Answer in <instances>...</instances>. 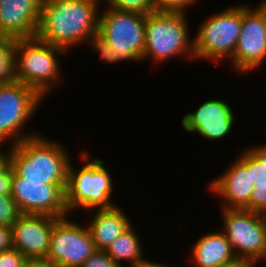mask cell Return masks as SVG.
<instances>
[{"instance_id":"obj_1","label":"cell","mask_w":266,"mask_h":267,"mask_svg":"<svg viewBox=\"0 0 266 267\" xmlns=\"http://www.w3.org/2000/svg\"><path fill=\"white\" fill-rule=\"evenodd\" d=\"M101 0H42L35 37L69 51L98 33Z\"/></svg>"},{"instance_id":"obj_2","label":"cell","mask_w":266,"mask_h":267,"mask_svg":"<svg viewBox=\"0 0 266 267\" xmlns=\"http://www.w3.org/2000/svg\"><path fill=\"white\" fill-rule=\"evenodd\" d=\"M7 148H4L5 159L18 177L42 184H57L65 192L73 158L62 142L41 132Z\"/></svg>"},{"instance_id":"obj_3","label":"cell","mask_w":266,"mask_h":267,"mask_svg":"<svg viewBox=\"0 0 266 267\" xmlns=\"http://www.w3.org/2000/svg\"><path fill=\"white\" fill-rule=\"evenodd\" d=\"M88 150L80 151L78 160L82 166L75 168L74 158L69 165L65 189V205L69 215L95 209L113 208L114 180L105 161L91 157ZM82 160V161H81Z\"/></svg>"},{"instance_id":"obj_4","label":"cell","mask_w":266,"mask_h":267,"mask_svg":"<svg viewBox=\"0 0 266 267\" xmlns=\"http://www.w3.org/2000/svg\"><path fill=\"white\" fill-rule=\"evenodd\" d=\"M67 53L65 49L36 37L16 39L14 46L16 81L35 89L46 99L63 84L64 71L61 69L62 64L58 57Z\"/></svg>"},{"instance_id":"obj_5","label":"cell","mask_w":266,"mask_h":267,"mask_svg":"<svg viewBox=\"0 0 266 267\" xmlns=\"http://www.w3.org/2000/svg\"><path fill=\"white\" fill-rule=\"evenodd\" d=\"M187 16L186 13L170 12H152L146 15L142 62L152 61L162 65L179 56L195 60Z\"/></svg>"},{"instance_id":"obj_6","label":"cell","mask_w":266,"mask_h":267,"mask_svg":"<svg viewBox=\"0 0 266 267\" xmlns=\"http://www.w3.org/2000/svg\"><path fill=\"white\" fill-rule=\"evenodd\" d=\"M207 16L192 36L193 50L195 61H211L216 67L235 52L242 28V3Z\"/></svg>"},{"instance_id":"obj_7","label":"cell","mask_w":266,"mask_h":267,"mask_svg":"<svg viewBox=\"0 0 266 267\" xmlns=\"http://www.w3.org/2000/svg\"><path fill=\"white\" fill-rule=\"evenodd\" d=\"M44 100L35 89L19 81L0 84V146H15L40 134L36 130L24 129Z\"/></svg>"},{"instance_id":"obj_8","label":"cell","mask_w":266,"mask_h":267,"mask_svg":"<svg viewBox=\"0 0 266 267\" xmlns=\"http://www.w3.org/2000/svg\"><path fill=\"white\" fill-rule=\"evenodd\" d=\"M145 24V14L101 7L98 34L110 44L120 62L140 63L145 46Z\"/></svg>"},{"instance_id":"obj_9","label":"cell","mask_w":266,"mask_h":267,"mask_svg":"<svg viewBox=\"0 0 266 267\" xmlns=\"http://www.w3.org/2000/svg\"><path fill=\"white\" fill-rule=\"evenodd\" d=\"M223 228L237 258L266 261V216L243 208H221Z\"/></svg>"},{"instance_id":"obj_10","label":"cell","mask_w":266,"mask_h":267,"mask_svg":"<svg viewBox=\"0 0 266 267\" xmlns=\"http://www.w3.org/2000/svg\"><path fill=\"white\" fill-rule=\"evenodd\" d=\"M70 217L58 218L50 234L46 258L60 267H80L97 250L87 224Z\"/></svg>"},{"instance_id":"obj_11","label":"cell","mask_w":266,"mask_h":267,"mask_svg":"<svg viewBox=\"0 0 266 267\" xmlns=\"http://www.w3.org/2000/svg\"><path fill=\"white\" fill-rule=\"evenodd\" d=\"M242 4V28L232 58V71L247 75L266 62V32L263 12L255 6Z\"/></svg>"},{"instance_id":"obj_12","label":"cell","mask_w":266,"mask_h":267,"mask_svg":"<svg viewBox=\"0 0 266 267\" xmlns=\"http://www.w3.org/2000/svg\"><path fill=\"white\" fill-rule=\"evenodd\" d=\"M11 197L21 214L69 216L65 192L57 184L26 181L14 173Z\"/></svg>"},{"instance_id":"obj_13","label":"cell","mask_w":266,"mask_h":267,"mask_svg":"<svg viewBox=\"0 0 266 267\" xmlns=\"http://www.w3.org/2000/svg\"><path fill=\"white\" fill-rule=\"evenodd\" d=\"M227 165L224 172L209 181L208 192L220 199V208H243L250 211V197L254 186L248 172V148ZM223 202V203H222Z\"/></svg>"},{"instance_id":"obj_14","label":"cell","mask_w":266,"mask_h":267,"mask_svg":"<svg viewBox=\"0 0 266 267\" xmlns=\"http://www.w3.org/2000/svg\"><path fill=\"white\" fill-rule=\"evenodd\" d=\"M230 106L220 98L208 99L182 117V128L208 141L226 139L236 125L235 112Z\"/></svg>"},{"instance_id":"obj_15","label":"cell","mask_w":266,"mask_h":267,"mask_svg":"<svg viewBox=\"0 0 266 267\" xmlns=\"http://www.w3.org/2000/svg\"><path fill=\"white\" fill-rule=\"evenodd\" d=\"M58 218L48 215L21 214L12 228V248L27 259L46 258L50 234Z\"/></svg>"},{"instance_id":"obj_16","label":"cell","mask_w":266,"mask_h":267,"mask_svg":"<svg viewBox=\"0 0 266 267\" xmlns=\"http://www.w3.org/2000/svg\"><path fill=\"white\" fill-rule=\"evenodd\" d=\"M42 0H0V37L34 38Z\"/></svg>"},{"instance_id":"obj_17","label":"cell","mask_w":266,"mask_h":267,"mask_svg":"<svg viewBox=\"0 0 266 267\" xmlns=\"http://www.w3.org/2000/svg\"><path fill=\"white\" fill-rule=\"evenodd\" d=\"M87 213V218L90 219L86 218V224L97 250H106L111 242L132 224V219L118 205L85 212Z\"/></svg>"},{"instance_id":"obj_18","label":"cell","mask_w":266,"mask_h":267,"mask_svg":"<svg viewBox=\"0 0 266 267\" xmlns=\"http://www.w3.org/2000/svg\"><path fill=\"white\" fill-rule=\"evenodd\" d=\"M189 248L190 262L194 267H225L237 259L225 234L216 230L207 232L195 240Z\"/></svg>"},{"instance_id":"obj_19","label":"cell","mask_w":266,"mask_h":267,"mask_svg":"<svg viewBox=\"0 0 266 267\" xmlns=\"http://www.w3.org/2000/svg\"><path fill=\"white\" fill-rule=\"evenodd\" d=\"M133 223L125 229L111 244L105 252L122 267H132L145 258L144 245L141 242L140 233L135 230ZM139 233V234H138ZM144 256V257H143ZM127 263L124 265V263Z\"/></svg>"},{"instance_id":"obj_20","label":"cell","mask_w":266,"mask_h":267,"mask_svg":"<svg viewBox=\"0 0 266 267\" xmlns=\"http://www.w3.org/2000/svg\"><path fill=\"white\" fill-rule=\"evenodd\" d=\"M16 39L0 37V84L16 81L14 46Z\"/></svg>"},{"instance_id":"obj_21","label":"cell","mask_w":266,"mask_h":267,"mask_svg":"<svg viewBox=\"0 0 266 267\" xmlns=\"http://www.w3.org/2000/svg\"><path fill=\"white\" fill-rule=\"evenodd\" d=\"M101 7H112L120 11L149 14L155 12L153 0H101Z\"/></svg>"},{"instance_id":"obj_22","label":"cell","mask_w":266,"mask_h":267,"mask_svg":"<svg viewBox=\"0 0 266 267\" xmlns=\"http://www.w3.org/2000/svg\"><path fill=\"white\" fill-rule=\"evenodd\" d=\"M88 46L89 49H92L90 51H94L96 54H99L103 63H109L110 65L112 64V66L120 63L119 57L116 53H114V50L110 47V44L98 33L90 39Z\"/></svg>"},{"instance_id":"obj_23","label":"cell","mask_w":266,"mask_h":267,"mask_svg":"<svg viewBox=\"0 0 266 267\" xmlns=\"http://www.w3.org/2000/svg\"><path fill=\"white\" fill-rule=\"evenodd\" d=\"M200 0H153L155 12L186 13L196 7ZM196 4V5H195Z\"/></svg>"},{"instance_id":"obj_24","label":"cell","mask_w":266,"mask_h":267,"mask_svg":"<svg viewBox=\"0 0 266 267\" xmlns=\"http://www.w3.org/2000/svg\"><path fill=\"white\" fill-rule=\"evenodd\" d=\"M20 215L13 198L0 195V224L12 227Z\"/></svg>"},{"instance_id":"obj_25","label":"cell","mask_w":266,"mask_h":267,"mask_svg":"<svg viewBox=\"0 0 266 267\" xmlns=\"http://www.w3.org/2000/svg\"><path fill=\"white\" fill-rule=\"evenodd\" d=\"M248 172H250L251 185H266V168L262 162L248 149Z\"/></svg>"},{"instance_id":"obj_26","label":"cell","mask_w":266,"mask_h":267,"mask_svg":"<svg viewBox=\"0 0 266 267\" xmlns=\"http://www.w3.org/2000/svg\"><path fill=\"white\" fill-rule=\"evenodd\" d=\"M14 169L5 159L0 164V195L11 196L13 187Z\"/></svg>"},{"instance_id":"obj_27","label":"cell","mask_w":266,"mask_h":267,"mask_svg":"<svg viewBox=\"0 0 266 267\" xmlns=\"http://www.w3.org/2000/svg\"><path fill=\"white\" fill-rule=\"evenodd\" d=\"M80 267H122L105 250H96Z\"/></svg>"},{"instance_id":"obj_28","label":"cell","mask_w":266,"mask_h":267,"mask_svg":"<svg viewBox=\"0 0 266 267\" xmlns=\"http://www.w3.org/2000/svg\"><path fill=\"white\" fill-rule=\"evenodd\" d=\"M250 211L266 216V185H258L252 190Z\"/></svg>"},{"instance_id":"obj_29","label":"cell","mask_w":266,"mask_h":267,"mask_svg":"<svg viewBox=\"0 0 266 267\" xmlns=\"http://www.w3.org/2000/svg\"><path fill=\"white\" fill-rule=\"evenodd\" d=\"M26 257L15 248L0 252V267H23Z\"/></svg>"},{"instance_id":"obj_30","label":"cell","mask_w":266,"mask_h":267,"mask_svg":"<svg viewBox=\"0 0 266 267\" xmlns=\"http://www.w3.org/2000/svg\"><path fill=\"white\" fill-rule=\"evenodd\" d=\"M12 248V228L0 224V252Z\"/></svg>"},{"instance_id":"obj_31","label":"cell","mask_w":266,"mask_h":267,"mask_svg":"<svg viewBox=\"0 0 266 267\" xmlns=\"http://www.w3.org/2000/svg\"><path fill=\"white\" fill-rule=\"evenodd\" d=\"M23 267H60L48 258L26 259Z\"/></svg>"},{"instance_id":"obj_32","label":"cell","mask_w":266,"mask_h":267,"mask_svg":"<svg viewBox=\"0 0 266 267\" xmlns=\"http://www.w3.org/2000/svg\"><path fill=\"white\" fill-rule=\"evenodd\" d=\"M247 148L262 162L266 168V143L261 145L247 146Z\"/></svg>"},{"instance_id":"obj_33","label":"cell","mask_w":266,"mask_h":267,"mask_svg":"<svg viewBox=\"0 0 266 267\" xmlns=\"http://www.w3.org/2000/svg\"><path fill=\"white\" fill-rule=\"evenodd\" d=\"M257 264H261V262L255 259L237 258L235 261L228 263L225 267H258Z\"/></svg>"},{"instance_id":"obj_34","label":"cell","mask_w":266,"mask_h":267,"mask_svg":"<svg viewBox=\"0 0 266 267\" xmlns=\"http://www.w3.org/2000/svg\"><path fill=\"white\" fill-rule=\"evenodd\" d=\"M132 267H174L173 265L169 266V264H165L159 261H154V260H149L147 258H144L143 260H141L140 262H138L137 264H135Z\"/></svg>"},{"instance_id":"obj_35","label":"cell","mask_w":266,"mask_h":267,"mask_svg":"<svg viewBox=\"0 0 266 267\" xmlns=\"http://www.w3.org/2000/svg\"><path fill=\"white\" fill-rule=\"evenodd\" d=\"M256 5L264 14V21H265V32H266V0H262L260 3Z\"/></svg>"},{"instance_id":"obj_36","label":"cell","mask_w":266,"mask_h":267,"mask_svg":"<svg viewBox=\"0 0 266 267\" xmlns=\"http://www.w3.org/2000/svg\"><path fill=\"white\" fill-rule=\"evenodd\" d=\"M1 147L4 148L3 146H0V164L5 160V150Z\"/></svg>"}]
</instances>
